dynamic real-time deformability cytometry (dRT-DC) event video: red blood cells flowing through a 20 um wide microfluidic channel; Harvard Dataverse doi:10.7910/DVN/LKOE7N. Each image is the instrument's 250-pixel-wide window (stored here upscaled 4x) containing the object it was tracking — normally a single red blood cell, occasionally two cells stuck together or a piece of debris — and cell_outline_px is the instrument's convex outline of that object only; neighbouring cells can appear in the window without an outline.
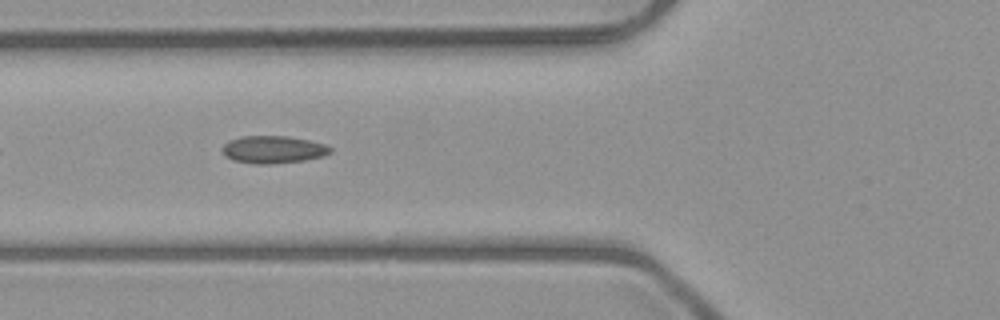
{"species": "common noctule bat (a hibernating species)", "species_latin": "Nyctalus noctula", "temperature_condition": "room temperature", "stored_images_in_passage": 10, "camera_frame_rate_fps": 3000, "um_per_image_px": 0.085, "animal": {"sex": "male", "body_mass_g": 23.1, "forearm_length_mm": 52.7}, "frame": {"image": 1, "passage_image": 5, "time_ms": 5.667, "image_size_px": [1000, 320], "cell_outline_px": [[332, 152], [324, 156], [304, 160], [272, 164], [256, 164], [232, 160], [224, 156], [220, 148], [228, 140], [240, 136], [288, 136], [308, 140], [324, 144], [332, 148]], "centroid_in_image_um": [23.18, 12.71], "position_along_channel_um": 102.6, "area_um2": 17.51}}
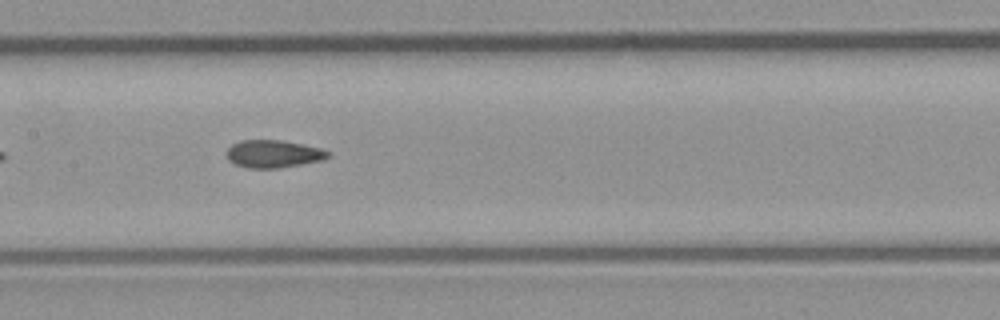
{"frame": {"image": 2, "passage_image": 7, "time_ms": 7.667, "image_size_px": [1000, 320], "cell_outline_px": [[332, 156], [324, 160], [276, 168], [248, 168], [236, 164], [228, 160], [228, 148], [232, 144], [240, 140], [280, 140], [320, 148], [332, 152]], "centroid_in_image_um": [23.28, 13.08], "position_along_channel_um": 184.1, "area_um2": 16.24}}
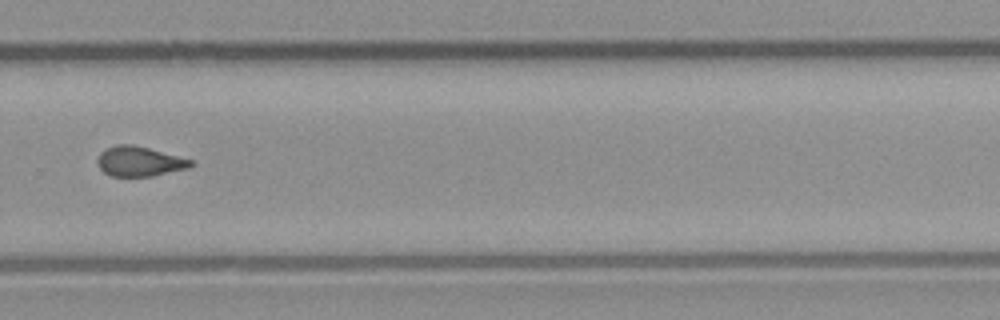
{"frame": {"image": 3, "passage_image": 10, "time_ms": 11.0, "image_size_px": [1000, 320], "cell_outline_px": [[196, 164], [188, 168], [152, 176], [112, 176], [104, 172], [100, 168], [96, 160], [100, 152], [104, 148], [116, 144], [128, 144], [148, 148], [192, 160]], "centroid_in_image_um": [11.82, 13.71], "position_along_channel_um": 318.0, "area_um2": 16.18}}